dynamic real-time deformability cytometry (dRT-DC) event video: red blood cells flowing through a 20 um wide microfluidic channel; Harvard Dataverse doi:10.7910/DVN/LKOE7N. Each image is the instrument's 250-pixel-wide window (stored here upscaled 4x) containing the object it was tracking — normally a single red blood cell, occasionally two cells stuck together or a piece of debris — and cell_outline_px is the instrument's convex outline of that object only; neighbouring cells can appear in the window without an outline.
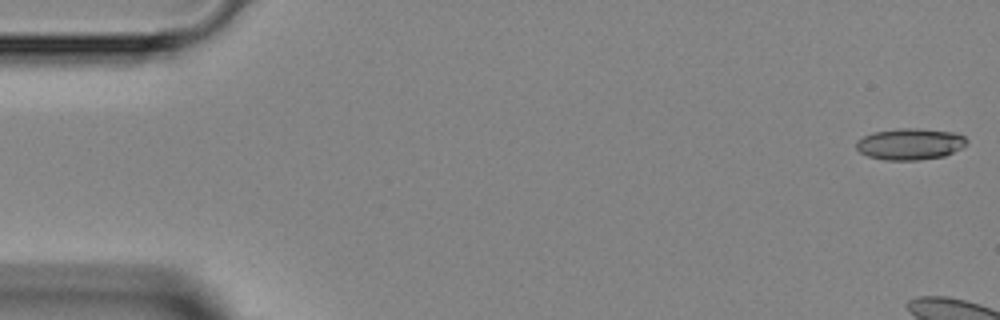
{"species": "Egyptian fruit bat (a non-hibernating species)", "species_latin": "Rousettus aegyptiacus", "temperature_condition": "room temperature", "stored_images_in_passage": 8, "camera_frame_rate_fps": 3000, "um_per_image_px": 0.085, "animal": {"sex": "female"}, "frame": {"image": 1, "passage_image": 1, "time_ms": 0.0, "image_size_px": [1000, 320], "cell_outline_px": [[968, 140], [960, 148], [944, 156], [916, 160], [884, 160], [868, 156], [860, 152], [856, 148], [856, 140], [872, 132], [900, 128], [920, 128], [956, 132], [964, 136]], "centroid_in_image_um": [77.33, 12.23], "position_along_channel_um": 7.7, "area_um2": 20.29}}